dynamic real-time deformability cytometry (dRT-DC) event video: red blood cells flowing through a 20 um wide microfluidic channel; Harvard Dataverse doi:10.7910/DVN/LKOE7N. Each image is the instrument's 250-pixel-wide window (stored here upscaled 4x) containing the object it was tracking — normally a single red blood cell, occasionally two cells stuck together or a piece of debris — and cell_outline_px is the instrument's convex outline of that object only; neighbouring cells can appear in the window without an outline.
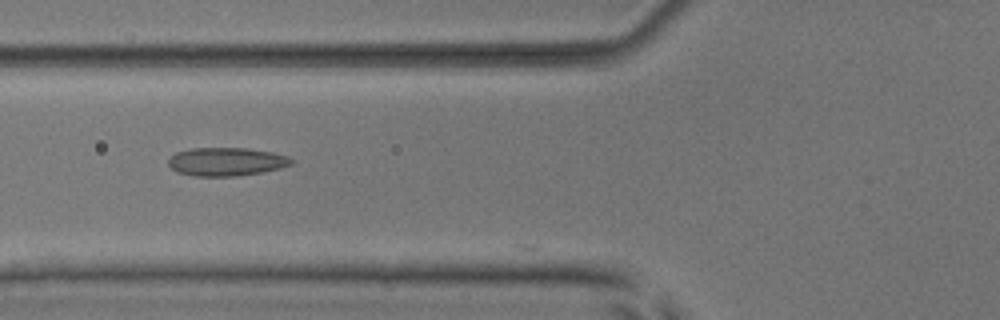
{"species": "common noctule bat (a hibernating species)", "species_latin": "Nyctalus noctula", "temperature_condition": "room temperature", "stored_images_in_passage": 33, "camera_frame_rate_fps": 3000, "um_per_image_px": 0.085, "animal": {"sex": "male", "body_mass_g": 17.9, "forearm_length_mm": 54.2}, "frame": {"image": 1, "passage_image": 5, "time_ms": 1.333, "image_size_px": [1000, 320], "cell_outline_px": [[292, 164], [280, 168], [260, 172], [236, 176], [192, 176], [176, 172], [168, 164], [168, 160], [176, 152], [192, 148], [248, 148], [272, 152], [288, 156], [292, 160]], "centroid_in_image_um": [19.22, 13.74], "position_along_channel_um": 106.6, "area_um2": 20.29}}
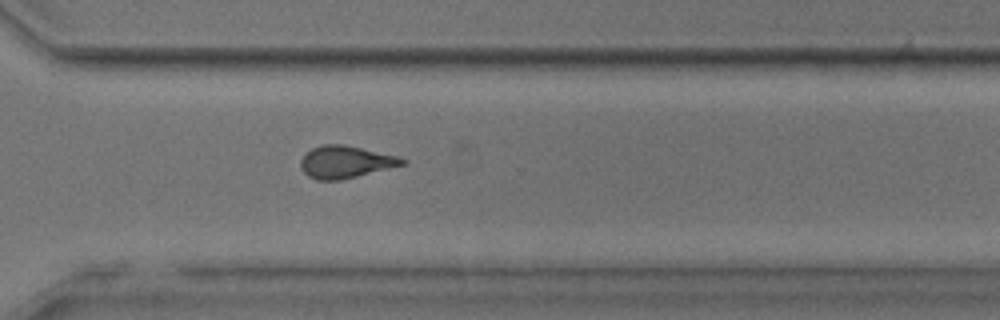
{"frame": {"image": 2, "passage_image": 23, "time_ms": 7.333, "image_size_px": [1000, 320], "cell_outline_px": [[408, 164], [340, 180], [316, 180], [308, 176], [300, 168], [300, 160], [312, 148], [324, 144], [340, 144], [360, 148], [396, 156], [408, 160]], "centroid_in_image_um": [29.37, 13.78], "position_along_channel_um": 341.2, "area_um2": 18.96}}
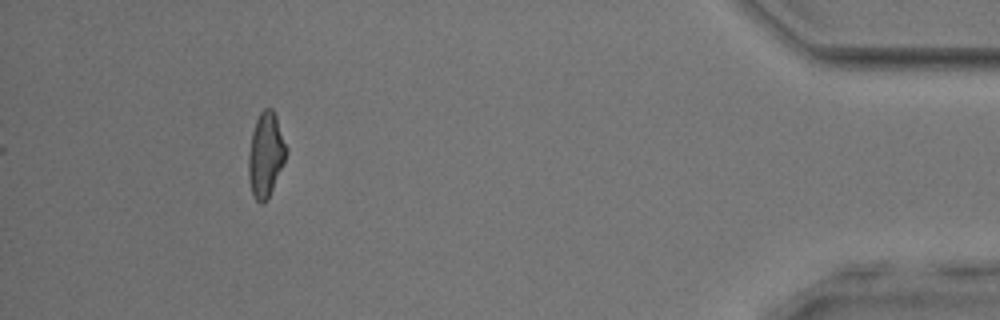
{"frame": {"image": 3, "passage_image": 33, "time_ms": 10.667, "image_size_px": [1000, 320], "cell_outline_px": [[288, 152], [268, 200], [264, 204], [260, 204], [256, 200], [252, 192], [248, 176], [248, 152], [252, 132], [256, 120], [260, 112], [264, 108], [272, 108], [276, 116], [288, 148]], "centroid_in_image_um": [22.59, 13.16], "position_along_channel_um": 412.6, "area_um2": 18.79}, "authors_computed_cell_mechanics": {"area_um2": 18.6116, "velocity_mm_per_s": 3.9083, "shape_relaxation_time_tau1_ms": null, "shape_relaxation_time_tau2_ms": 0.9821, "deformation_change_tau1": null, "deformation_change_tau2": 0.0641}}